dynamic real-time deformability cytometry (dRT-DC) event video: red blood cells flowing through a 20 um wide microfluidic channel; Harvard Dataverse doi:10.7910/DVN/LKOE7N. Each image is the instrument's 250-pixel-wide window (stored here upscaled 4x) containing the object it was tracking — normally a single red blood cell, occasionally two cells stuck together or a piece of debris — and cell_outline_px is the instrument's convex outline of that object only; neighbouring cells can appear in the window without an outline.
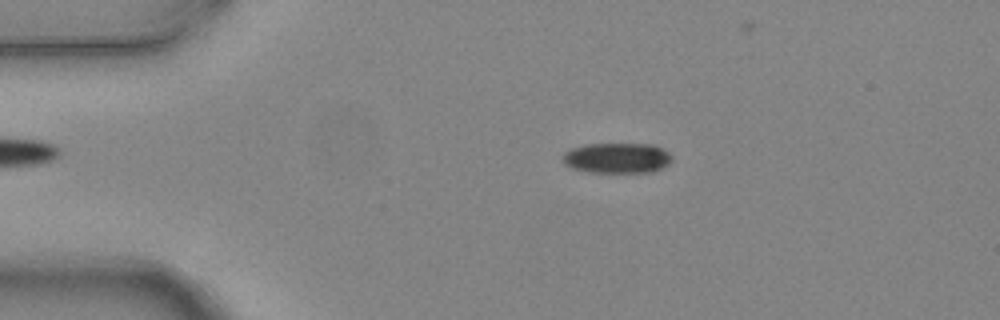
{"species": "common noctule bat (a hibernating species)", "species_latin": "Nyctalus noctula", "temperature_condition": "warm", "stored_images_in_passage": 5, "camera_frame_rate_fps": 3000, "um_per_image_px": 0.085, "animal": {"sex": "female", "body_mass_g": 24.6, "forearm_length_mm": 56.2}, "frame": {"image": 1, "passage_image": 3, "time_ms": 0.667, "image_size_px": [1000, 320], "cell_outline_px": [[672, 160], [668, 164], [652, 172], [588, 172], [572, 168], [564, 164], [564, 152], [572, 148], [584, 144], [652, 144], [668, 152], [672, 156]], "centroid_in_image_um": [52.44, 13.43], "position_along_channel_um": 32.6, "area_um2": 19.25}}
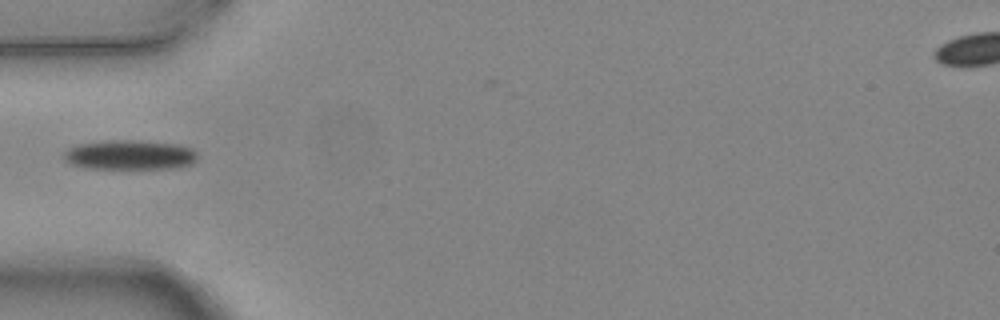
{"frame": {"image": 2, "passage_image": 5, "time_ms": 1.333, "image_size_px": [1000, 320], "cell_outline_px": [[196, 160], [192, 164], [180, 168], [84, 168], [72, 164], [64, 160], [64, 152], [68, 148], [80, 144], [108, 140], [132, 140], [176, 144], [192, 148], [196, 152]], "centroid_in_image_um": [11.04, 13.17], "position_along_channel_um": 74.0, "area_um2": 23.0}}